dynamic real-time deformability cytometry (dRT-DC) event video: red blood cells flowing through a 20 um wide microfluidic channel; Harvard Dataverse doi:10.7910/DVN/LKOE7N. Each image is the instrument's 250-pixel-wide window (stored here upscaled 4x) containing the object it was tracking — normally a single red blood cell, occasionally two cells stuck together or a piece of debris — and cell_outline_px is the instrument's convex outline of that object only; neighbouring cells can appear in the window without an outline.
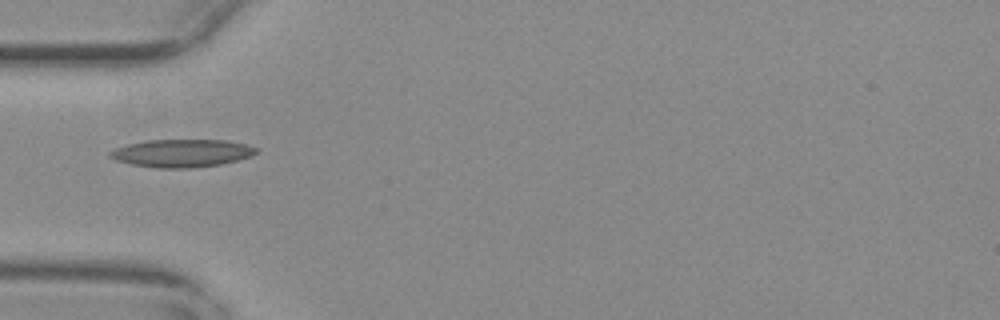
{"species": "common noctule bat (a hibernating species)", "species_latin": "Nyctalus noctula", "temperature_condition": "warm", "stored_images_in_passage": 6, "camera_frame_rate_fps": 3000, "um_per_image_px": 0.085, "animal": {"sex": "female", "body_mass_g": 29.2, "forearm_length_mm": 56.3}, "frame": {"image": 1, "passage_image": 1, "time_ms": 0.0, "image_size_px": [1000, 320], "cell_outline_px": [[256, 152], [252, 156], [220, 164], [192, 168], [156, 168], [132, 164], [116, 160], [108, 156], [108, 152], [112, 148], [144, 140], [224, 140], [244, 144], [256, 148]], "centroid_in_image_um": [15.38, 13.02], "position_along_channel_um": 69.6, "area_um2": 23.64}}
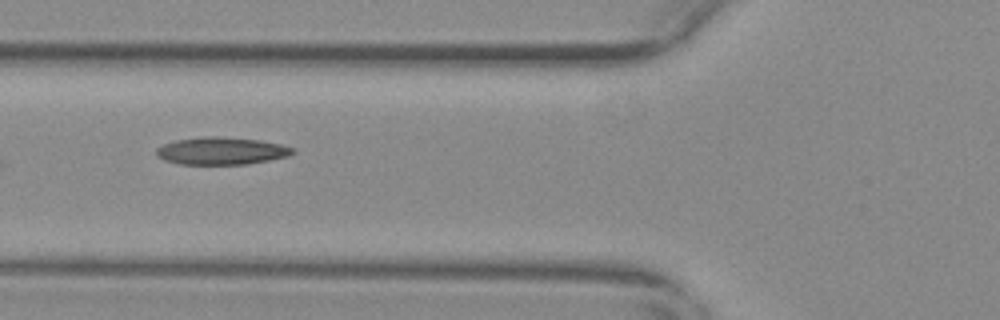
{"frame": {"image": 2, "passage_image": 4, "time_ms": 1.0, "image_size_px": [1000, 320], "cell_outline_px": [[296, 152], [288, 156], [248, 164], [180, 164], [164, 160], [156, 156], [156, 148], [164, 144], [176, 140], [208, 136], [216, 136], [260, 140], [280, 144], [296, 148]], "centroid_in_image_um": [18.83, 12.83], "position_along_channel_um": 107.0, "area_um2": 21.79}}